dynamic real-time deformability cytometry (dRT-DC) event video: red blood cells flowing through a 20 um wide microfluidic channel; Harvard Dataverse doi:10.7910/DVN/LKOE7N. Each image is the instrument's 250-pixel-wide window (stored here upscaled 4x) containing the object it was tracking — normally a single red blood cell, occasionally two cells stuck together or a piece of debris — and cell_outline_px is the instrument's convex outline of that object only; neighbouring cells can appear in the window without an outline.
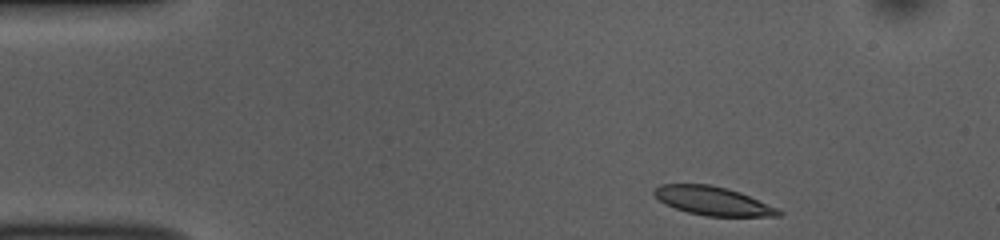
{"species": "common noctule bat (a hibernating species)", "species_latin": "Nyctalus noctula", "temperature_condition": "room temperature", "stored_images_in_passage": 47, "camera_frame_rate_fps": 3000, "um_per_image_px": 0.085, "animal": {"sex": "female", "body_mass_g": 10.0, "forearm_length_mm": 53.1}, "frame": {"image": 1, "passage_image": 1, "time_ms": 0.0, "image_size_px": [1000, 240], "cell_outline_px": [[784, 212], [780, 216], [704, 216], [688, 212], [664, 204], [652, 192], [660, 184], [708, 184], [728, 188], [740, 192], [776, 208]], "centroid_in_image_um": [60.58, 17.08], "position_along_channel_um": 24.4, "area_um2": 20.58}}
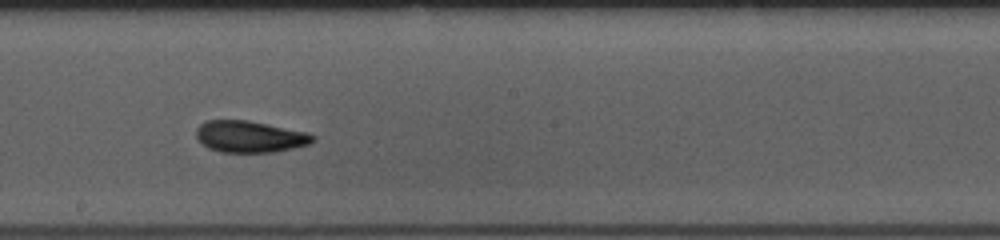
{"frame": {"image": 2, "passage_image": 23, "time_ms": 7.333, "image_size_px": [1000, 240], "cell_outline_px": [[316, 140], [308, 144], [276, 152], [220, 152], [208, 148], [196, 136], [196, 128], [204, 120], [248, 120], [308, 132], [316, 136]], "centroid_in_image_um": [21.24, 11.6], "position_along_channel_um": 227.0, "area_um2": 21.56}}
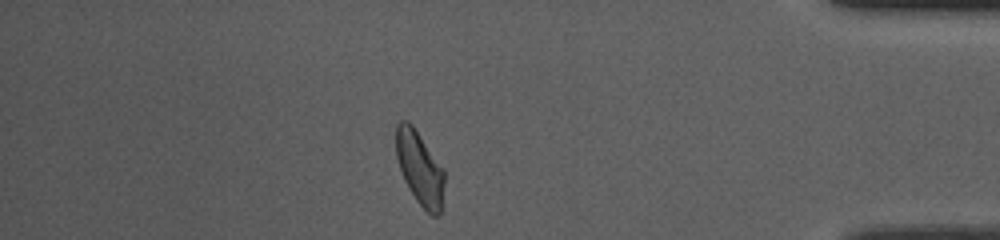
{"frame": {"image": 3, "passage_image": 40, "time_ms": 13.0, "image_size_px": [1000, 240], "cell_outline_px": [[444, 184], [440, 216], [432, 216], [416, 200], [408, 188], [404, 180], [396, 156], [396, 124], [400, 120], [408, 120], [412, 124], [444, 168]], "centroid_in_image_um": [35.68, 14.28], "position_along_channel_um": 399.5, "area_um2": 20.81}, "authors_computed_cell_mechanics": {"area_um2": 21.5016, "velocity_mm_per_s": 3.6933, "shape_relaxation_time_tau1_ms": 4.4888, "shape_relaxation_time_tau2_ms": 2.2627, "deformation_change_tau1": 0.1212, "deformation_change_tau2": 0.0837}}